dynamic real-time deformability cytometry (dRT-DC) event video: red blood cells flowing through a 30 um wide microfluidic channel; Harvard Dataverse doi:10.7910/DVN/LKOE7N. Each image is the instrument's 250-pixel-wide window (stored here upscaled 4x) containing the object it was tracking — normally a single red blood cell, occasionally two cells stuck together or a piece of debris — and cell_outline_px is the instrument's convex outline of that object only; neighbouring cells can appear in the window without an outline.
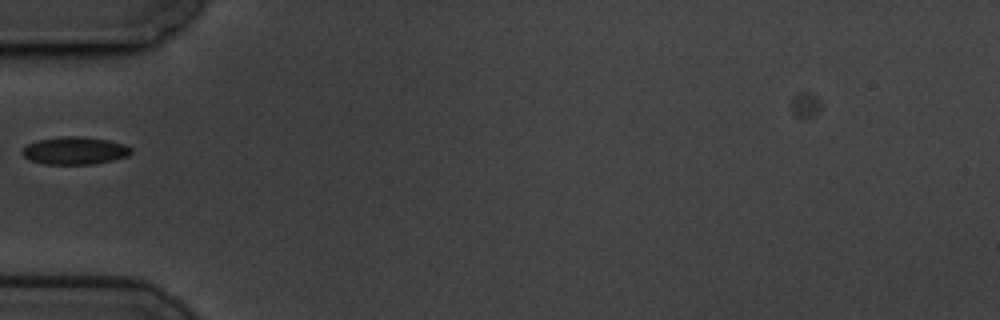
{"species": "common noctule bat (a hibernating species)", "species_latin": "Nyctalus noctula", "temperature_condition": "cold", "stored_images_in_passage": 5, "camera_frame_rate_fps": 3000, "um_per_image_px": 0.085, "animal": {"sex": "male", "body_mass_g": 19.5, "forearm_length_mm": 54.6}, "frame": {"image": 1, "passage_image": 1, "time_ms": 0.0, "image_size_px": [1000, 320], "cell_outline_px": [[132, 152], [128, 156], [112, 160], [92, 164], [44, 164], [28, 160], [20, 152], [28, 144], [36, 140], [60, 136], [80, 136], [108, 140], [124, 144], [132, 148]], "centroid_in_image_um": [6.34, 12.8], "position_along_channel_um": 78.7, "area_um2": 17.63}}
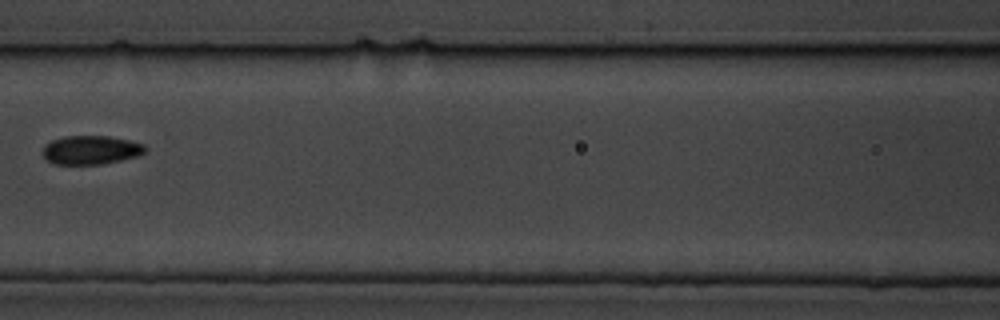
{"frame": {"image": 2, "passage_image": 3, "time_ms": 0.667, "image_size_px": [1000, 320], "cell_outline_px": [[148, 148], [140, 156], [104, 164], [56, 164], [48, 160], [44, 156], [44, 144], [52, 140], [64, 136], [108, 136], [128, 140], [144, 144]], "centroid_in_image_um": [7.77, 12.75], "position_along_channel_um": 158.8, "area_um2": 17.22}}
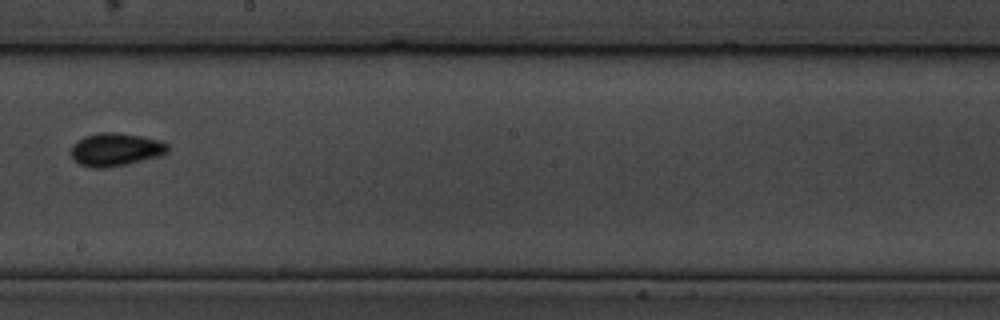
{"frame": {"image": 3, "passage_image": 5, "time_ms": 1.333, "image_size_px": [1000, 320], "cell_outline_px": [[168, 152], [160, 156], [124, 164], [104, 168], [92, 168], [80, 164], [72, 160], [68, 152], [72, 144], [76, 140], [84, 136], [104, 132], [112, 132], [140, 136], [160, 140], [168, 144]], "centroid_in_image_um": [9.76, 12.71], "position_along_channel_um": 238.4, "area_um2": 18.73}}